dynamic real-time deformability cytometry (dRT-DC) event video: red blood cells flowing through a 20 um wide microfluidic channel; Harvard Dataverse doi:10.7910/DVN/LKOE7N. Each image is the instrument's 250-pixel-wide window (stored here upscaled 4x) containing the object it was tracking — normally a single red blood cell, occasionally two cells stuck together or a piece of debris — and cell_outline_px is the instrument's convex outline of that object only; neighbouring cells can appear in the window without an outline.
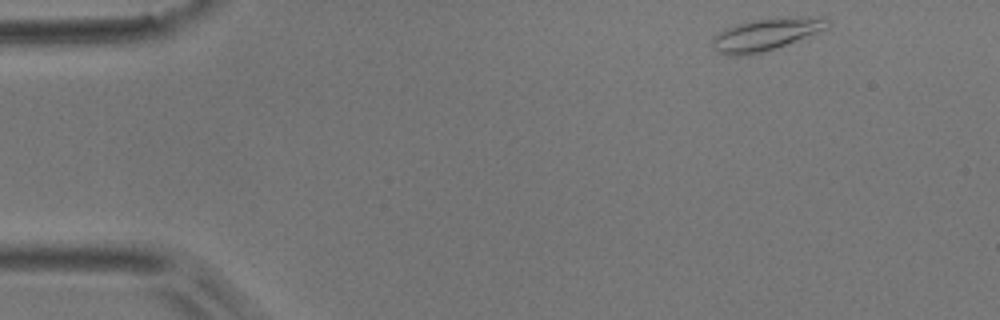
{"species": "common noctule bat (a hibernating species)", "species_latin": "Nyctalus noctula", "temperature_condition": "room temperature", "stored_images_in_passage": 47, "camera_frame_rate_fps": 3000, "um_per_image_px": 0.085, "animal": {"sex": "male", "body_mass_g": 17.9}, "frame": {"image": 1, "passage_image": 1, "time_ms": 0.0, "image_size_px": [1000, 320], "cell_outline_px": [[828, 28], [768, 52], [744, 56], [728, 56], [716, 52], [712, 48], [712, 36], [736, 24], [752, 20], [828, 20]], "centroid_in_image_um": [64.9, 3.04], "position_along_channel_um": 20.1, "area_um2": 20.58}}
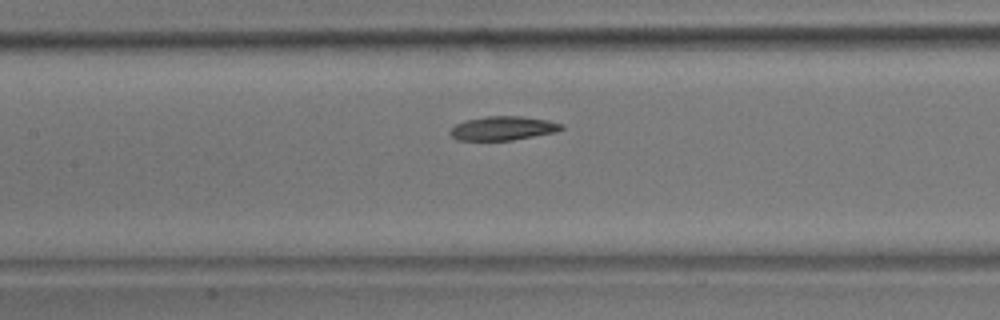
{"frame": {"image": 2, "passage_image": 19, "time_ms": 6.0, "image_size_px": [1000, 320], "cell_outline_px": [[564, 128], [556, 132], [512, 140], [456, 140], [448, 132], [456, 124], [464, 120], [484, 116], [520, 116], [548, 120], [564, 124]], "centroid_in_image_um": [42.75, 10.89], "position_along_channel_um": 164.7, "area_um2": 15.61}}
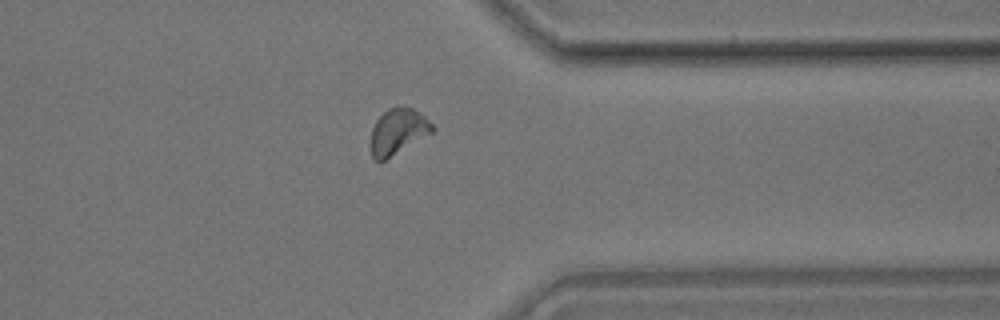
{"frame": {"image": 3, "passage_image": 36, "time_ms": 11.667, "image_size_px": [1000, 320], "cell_outline_px": [[436, 128], [432, 132], [384, 160], [376, 160], [372, 156], [372, 128], [376, 120], [388, 108], [396, 104], [404, 104], [412, 108], [424, 116]], "centroid_in_image_um": [33.84, 11.1], "position_along_channel_um": 377.6, "area_um2": 16.18}, "authors_computed_cell_mechanics": {"area_um2": 16.184, "velocity_mm_per_s": 3.8643, "shape_relaxation_time_tau1_ms": 3.1515, "shape_relaxation_time_tau2_ms": 5.444, "deformation_change_tau1": 0.1412, "deformation_change_tau2": 0.1111}}